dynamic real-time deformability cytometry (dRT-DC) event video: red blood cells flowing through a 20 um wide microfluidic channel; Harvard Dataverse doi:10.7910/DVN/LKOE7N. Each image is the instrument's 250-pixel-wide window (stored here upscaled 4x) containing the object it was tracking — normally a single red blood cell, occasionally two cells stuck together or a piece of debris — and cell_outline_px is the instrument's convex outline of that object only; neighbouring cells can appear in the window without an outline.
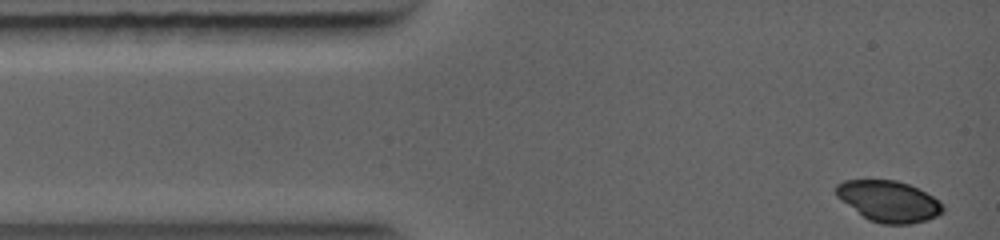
{"species": "common noctule bat (a hibernating species)", "species_latin": "Nyctalus noctula", "temperature_condition": "warm", "stored_images_in_passage": 11, "camera_frame_rate_fps": 5000, "um_per_image_px": 0.085, "animal": {"sex": "female", "body_mass_g": 19.0, "forearm_length_mm": 56.7}, "frame": {"image": 1, "passage_image": 1, "time_ms": 0.0, "image_size_px": [1000, 240], "cell_outline_px": [[944, 212], [928, 220], [908, 224], [880, 224], [868, 220], [836, 196], [836, 184], [844, 180], [896, 180], [908, 184], [940, 200], [944, 208]], "centroid_in_image_um": [75.55, 17.11], "position_along_channel_um": 9.5, "area_um2": 25.49}}
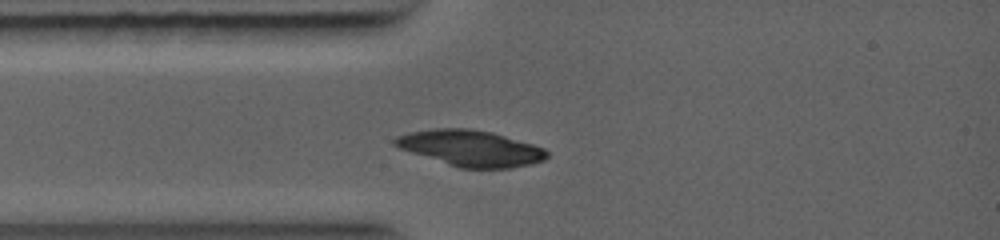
{"frame": {"image": 2, "passage_image": 11, "time_ms": 2.0, "image_size_px": [1000, 240], "cell_outline_px": [[548, 156], [544, 160], [532, 164], [512, 168], [460, 168], [400, 148], [392, 144], [392, 140], [396, 136], [408, 132], [432, 128], [468, 128], [492, 132], [532, 144], [544, 148], [548, 152]], "centroid_in_image_um": [40.01, 12.59], "position_along_channel_um": 45.0, "area_um2": 31.79}}